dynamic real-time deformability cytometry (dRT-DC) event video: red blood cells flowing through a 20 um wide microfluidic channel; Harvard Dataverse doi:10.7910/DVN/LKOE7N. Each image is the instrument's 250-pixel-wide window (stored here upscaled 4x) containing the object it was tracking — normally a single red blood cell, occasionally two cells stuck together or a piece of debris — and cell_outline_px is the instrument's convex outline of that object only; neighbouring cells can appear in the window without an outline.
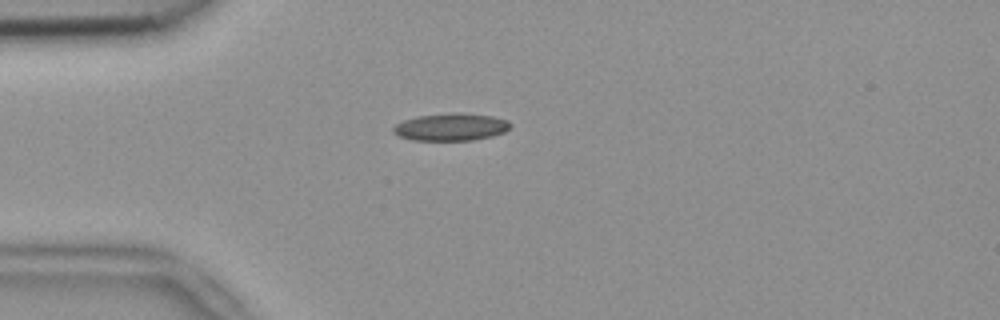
{"species": "common noctule bat (a hibernating species)", "species_latin": "Nyctalus noctula", "temperature_condition": "room temperature", "stored_images_in_passage": 32, "camera_frame_rate_fps": 3000, "um_per_image_px": 0.085, "animal": {"sex": "female", "body_mass_g": 18.4}, "frame": {"image": 1, "passage_image": 1, "time_ms": 0.0, "image_size_px": [1000, 320], "cell_outline_px": [[512, 124], [504, 132], [492, 136], [472, 140], [412, 140], [400, 136], [392, 132], [392, 128], [396, 124], [404, 120], [416, 116], [452, 112], [460, 112], [492, 116], [508, 120]], "centroid_in_image_um": [38.32, 10.78], "position_along_channel_um": 46.7, "area_um2": 18.79}}
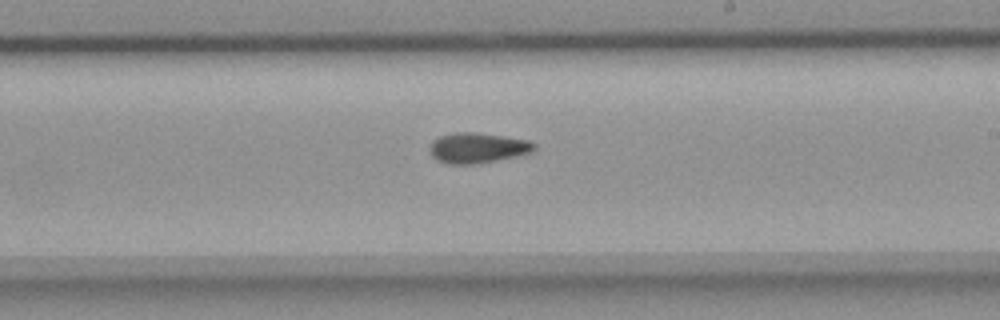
{"frame": {"image": 2, "passage_image": 18, "time_ms": 5.667, "image_size_px": [1000, 320], "cell_outline_px": [[536, 148], [532, 152], [476, 164], [452, 164], [440, 160], [432, 156], [432, 140], [440, 136], [456, 132], [476, 132], [504, 136], [528, 140], [536, 144]], "centroid_in_image_um": [40.63, 12.55], "position_along_channel_um": 248.4, "area_um2": 18.09}}
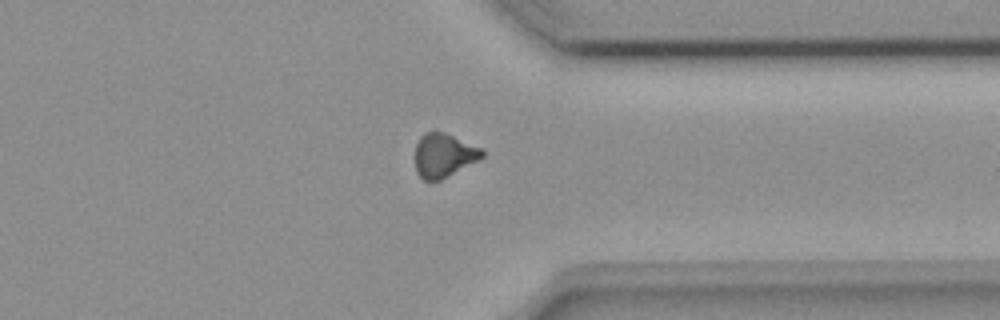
{"frame": {"image": 3, "passage_image": 28, "time_ms": 9.0, "image_size_px": [1000, 320], "cell_outline_px": [[484, 156], [440, 180], [424, 180], [416, 172], [416, 144], [420, 136], [424, 132], [436, 128], [484, 148]], "centroid_in_image_um": [37.72, 13.13], "position_along_channel_um": 373.7, "area_um2": 17.34}, "authors_computed_cell_mechanics": {"area_um2": 17.8602, "velocity_mm_per_s": 3.8454, "shape_relaxation_time_tau1_ms": null, "shape_relaxation_time_tau2_ms": 6.6885, "deformation_change_tau1": null, "deformation_change_tau2": 0.136}}